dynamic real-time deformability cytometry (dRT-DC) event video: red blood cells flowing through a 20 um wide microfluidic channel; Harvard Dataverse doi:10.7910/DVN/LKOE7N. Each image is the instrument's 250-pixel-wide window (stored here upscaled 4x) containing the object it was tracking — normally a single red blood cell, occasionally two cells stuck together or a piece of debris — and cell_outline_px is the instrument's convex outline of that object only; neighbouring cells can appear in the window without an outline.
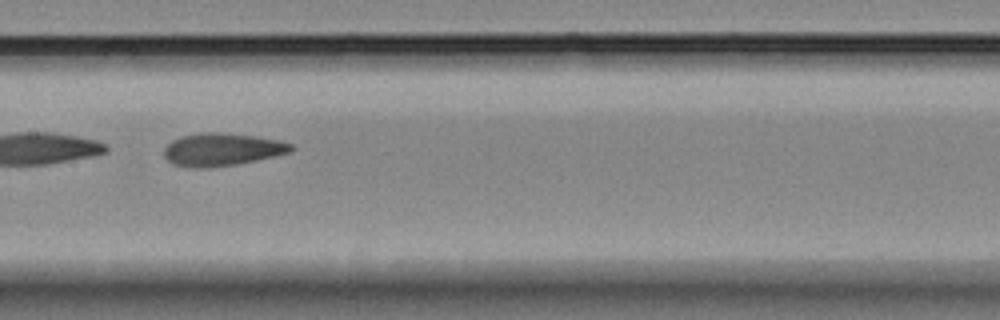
{"species": "Egyptian fruit bat (a non-hibernating species)", "species_latin": "Rousettus aegyptiacus", "temperature_condition": "room temperature", "stored_images_in_passage": 40, "camera_frame_rate_fps": 3000, "um_per_image_px": 0.085, "animal": {"sex": "female"}, "frame": {"image": 1, "passage_image": 20, "time_ms": 6.333, "image_size_px": [1000, 320], "cell_outline_px": [[296, 148], [292, 152], [256, 160], [236, 164], [208, 168], [200, 168], [172, 164], [164, 156], [164, 148], [172, 140], [180, 136], [200, 132], [220, 132], [256, 136], [280, 140], [292, 144]], "centroid_in_image_um": [18.89, 12.69], "position_along_channel_um": 188.5, "area_um2": 24.39}}
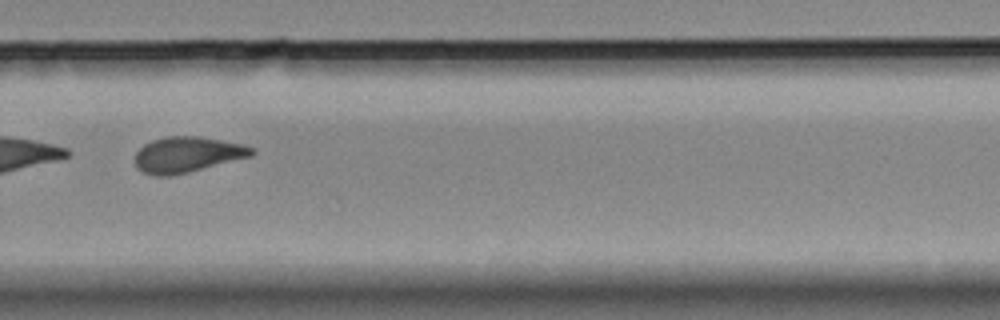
{"frame": {"image": 2, "passage_image": 28, "time_ms": 9.0, "image_size_px": [1000, 320], "cell_outline_px": [[256, 152], [252, 156], [172, 176], [156, 176], [144, 172], [136, 168], [136, 152], [144, 144], [152, 140], [168, 136], [200, 136], [244, 144], [252, 148]], "centroid_in_image_um": [15.92, 13.13], "position_along_channel_um": 313.9, "area_um2": 24.22}}